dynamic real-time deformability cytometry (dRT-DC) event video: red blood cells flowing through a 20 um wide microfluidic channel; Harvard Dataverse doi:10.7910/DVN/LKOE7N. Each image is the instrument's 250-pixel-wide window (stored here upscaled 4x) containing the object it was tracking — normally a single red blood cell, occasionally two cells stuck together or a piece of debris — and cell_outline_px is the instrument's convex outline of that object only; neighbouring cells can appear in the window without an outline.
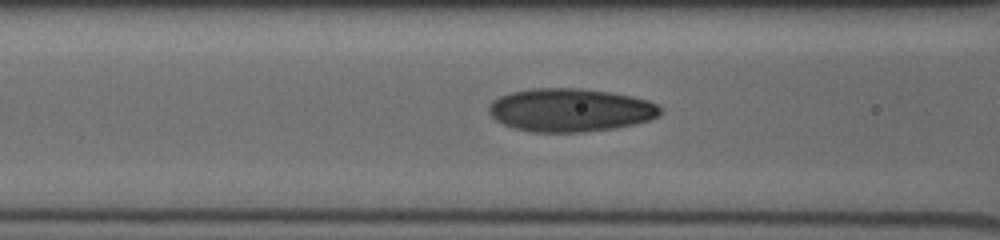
{"species": "human", "species_latin": "Homo sapiens", "temperature_condition": "cold", "stored_images_in_passage": 33, "camera_frame_rate_fps": 3000, "um_per_image_px": 0.085, "donor": {"sex": "male"}, "frame": {"image": 1, "passage_image": 12, "time_ms": 3.333, "image_size_px": [1000, 240], "cell_outline_px": [[660, 112], [652, 120], [636, 124], [612, 128], [580, 132], [532, 132], [512, 128], [496, 120], [488, 112], [488, 104], [492, 100], [500, 96], [512, 92], [532, 88], [580, 88], [608, 92], [632, 96], [648, 100], [656, 104], [660, 108]], "centroid_in_image_um": [48.44, 9.35], "position_along_channel_um": 118.2, "area_um2": 43.23}}
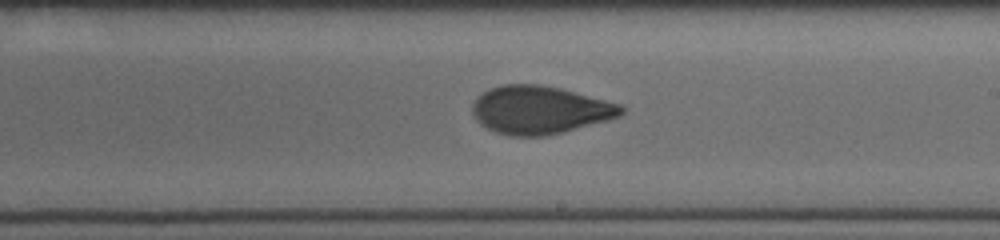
{"frame": {"image": 2, "passage_image": 21, "time_ms": 6.333, "image_size_px": [1000, 240], "cell_outline_px": [[624, 112], [620, 116], [608, 120], [564, 132], [544, 136], [508, 136], [496, 132], [480, 124], [476, 120], [472, 112], [472, 104], [484, 92], [492, 88], [504, 84], [540, 84], [560, 88], [620, 104], [624, 108]], "centroid_in_image_um": [45.89, 9.35], "position_along_channel_um": 243.1, "area_um2": 41.5}}
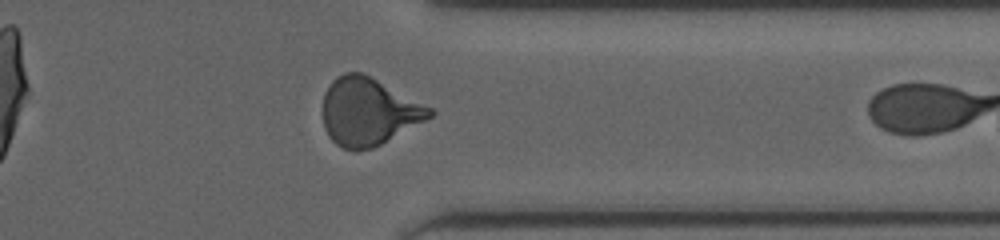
{"frame": {"image": 3, "passage_image": 32, "time_ms": 9.667, "image_size_px": [1000, 240], "cell_outline_px": [[436, 112], [432, 116], [380, 144], [372, 148], [344, 148], [336, 144], [328, 136], [324, 124], [324, 92], [332, 80], [336, 76], [344, 72], [360, 72], [432, 108]], "centroid_in_image_um": [31.29, 9.47], "position_along_channel_um": 380.1, "area_um2": 40.98}}